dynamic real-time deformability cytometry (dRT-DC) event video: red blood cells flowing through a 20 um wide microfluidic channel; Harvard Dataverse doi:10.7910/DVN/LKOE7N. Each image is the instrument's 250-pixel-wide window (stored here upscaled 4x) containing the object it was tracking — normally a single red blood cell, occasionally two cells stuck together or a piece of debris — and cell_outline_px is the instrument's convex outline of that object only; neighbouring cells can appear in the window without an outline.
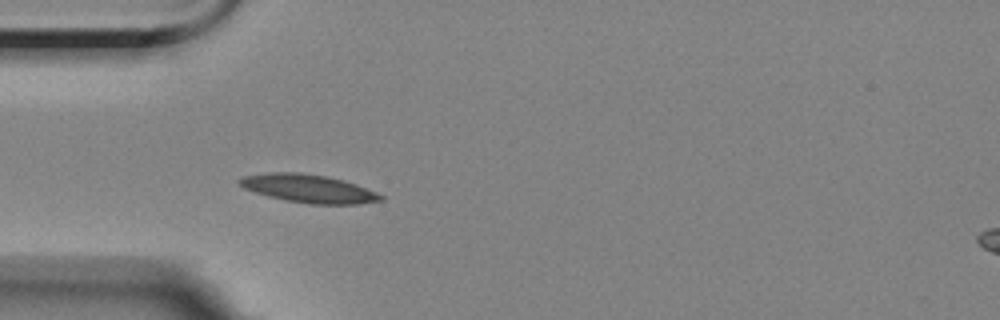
{"species": "Egyptian fruit bat (a non-hibernating species)", "species_latin": "Rousettus aegyptiacus", "temperature_condition": "room temperature", "stored_images_in_passage": 5, "camera_frame_rate_fps": 3000, "um_per_image_px": 0.085, "animal": {"sex": "female"}, "frame": {"image": 1, "passage_image": 5, "time_ms": 5.333, "image_size_px": [1000, 320], "cell_outline_px": [[384, 200], [356, 204], [308, 204], [284, 200], [268, 196], [244, 188], [236, 180], [244, 176], [276, 172], [300, 172], [324, 176], [344, 180], [356, 184], [376, 192], [384, 196]], "centroid_in_image_um": [26.24, 16.03], "position_along_channel_um": 58.8, "area_um2": 23.06}}